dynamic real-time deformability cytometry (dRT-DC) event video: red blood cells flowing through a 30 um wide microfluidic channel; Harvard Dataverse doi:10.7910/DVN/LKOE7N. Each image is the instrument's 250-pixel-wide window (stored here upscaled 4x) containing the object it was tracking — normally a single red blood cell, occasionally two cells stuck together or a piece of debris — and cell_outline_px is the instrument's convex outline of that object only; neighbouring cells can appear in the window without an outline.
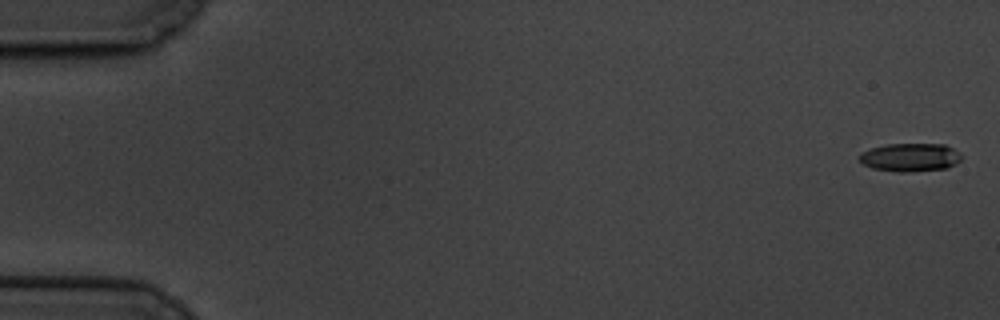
{"species": "common noctule bat (a hibernating species)", "species_latin": "Nyctalus noctula", "temperature_condition": "cold", "stored_images_in_passage": 6, "camera_frame_rate_fps": 3000, "um_per_image_px": 0.085, "animal": {"sex": "male", "body_mass_g": 19.5, "forearm_length_mm": 54.6}, "frame": {"image": 1, "passage_image": 1, "time_ms": 0.0, "image_size_px": [1000, 320], "cell_outline_px": [[964, 156], [956, 164], [948, 168], [912, 172], [896, 172], [872, 168], [864, 164], [856, 156], [860, 152], [884, 144], [944, 144], [960, 152]], "centroid_in_image_um": [77.38, 13.38], "position_along_channel_um": 7.6, "area_um2": 17.17}}
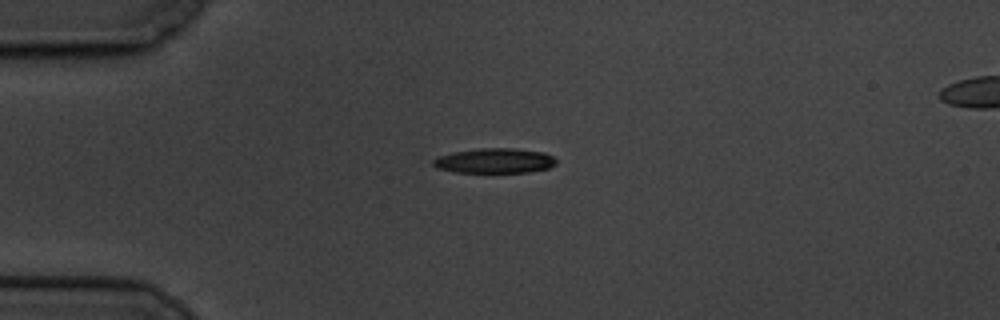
{"frame": {"image": 2, "passage_image": 5, "time_ms": 4.667, "image_size_px": [1000, 320], "cell_outline_px": [[556, 164], [548, 168], [528, 172], [456, 172], [436, 168], [432, 164], [432, 160], [440, 156], [452, 152], [480, 148], [512, 148], [544, 152], [552, 156], [556, 160]], "centroid_in_image_um": [42.03, 13.66], "position_along_channel_um": 43.0, "area_um2": 17.8}}